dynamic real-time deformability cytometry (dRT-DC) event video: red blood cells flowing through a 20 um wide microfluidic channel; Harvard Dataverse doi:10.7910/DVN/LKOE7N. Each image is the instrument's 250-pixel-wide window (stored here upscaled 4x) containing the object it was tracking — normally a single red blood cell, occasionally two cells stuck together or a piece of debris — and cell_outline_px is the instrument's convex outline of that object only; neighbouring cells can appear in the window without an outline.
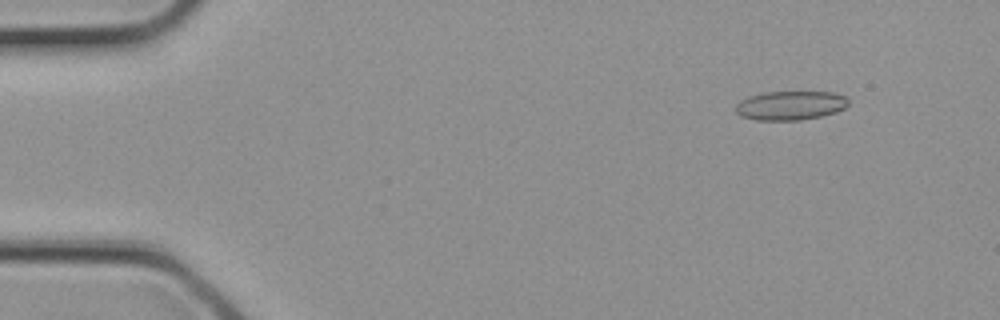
{"species": "common noctule bat (a hibernating species)", "species_latin": "Nyctalus noctula", "temperature_condition": "cold", "stored_images_in_passage": 2, "camera_frame_rate_fps": 3000, "um_per_image_px": 0.085, "animal": {"sex": "female", "body_mass_g": 21.9}, "frame": {"image": 1, "passage_image": 1, "time_ms": 0.0, "image_size_px": [1000, 320], "cell_outline_px": [[848, 104], [844, 108], [836, 112], [820, 116], [800, 120], [756, 120], [740, 116], [736, 112], [736, 104], [740, 100], [748, 96], [764, 92], [832, 92], [844, 96], [848, 100]], "centroid_in_image_um": [67.15, 8.96], "position_along_channel_um": 17.8, "area_um2": 19.07}}